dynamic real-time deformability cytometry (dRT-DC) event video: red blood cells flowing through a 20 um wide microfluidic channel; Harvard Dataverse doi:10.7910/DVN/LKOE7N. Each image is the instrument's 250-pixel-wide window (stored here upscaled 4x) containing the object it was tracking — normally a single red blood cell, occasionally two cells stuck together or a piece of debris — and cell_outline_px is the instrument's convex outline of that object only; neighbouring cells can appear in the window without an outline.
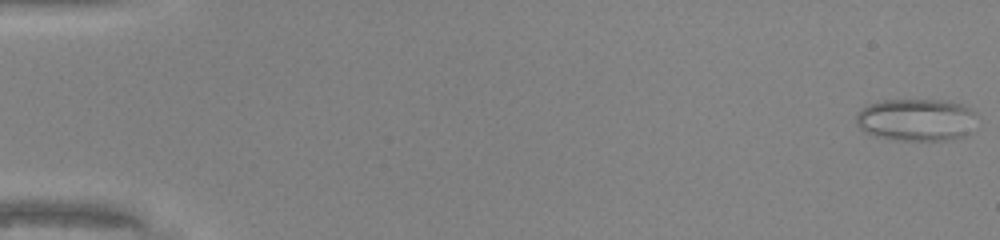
{"species": "common noctule bat (a hibernating species)", "species_latin": "Nyctalus noctula", "temperature_condition": "warm", "stored_images_in_passage": 49, "camera_frame_rate_fps": 3000, "um_per_image_px": 0.085, "animal": {"sex": "male", "body_mass_g": 20.0, "forearm_length_mm": 53.3}, "frame": {"image": 1, "passage_image": 1, "time_ms": 0.0, "image_size_px": [1000, 240], "cell_outline_px": [[976, 112], [964, 136], [952, 140], [892, 140], [876, 136], [864, 132], [856, 124], [856, 112], [868, 104], [884, 100], [948, 100], [964, 104], [972, 108]], "centroid_in_image_um": [77.83, 10.17], "position_along_channel_um": 7.2, "area_um2": 29.88}}
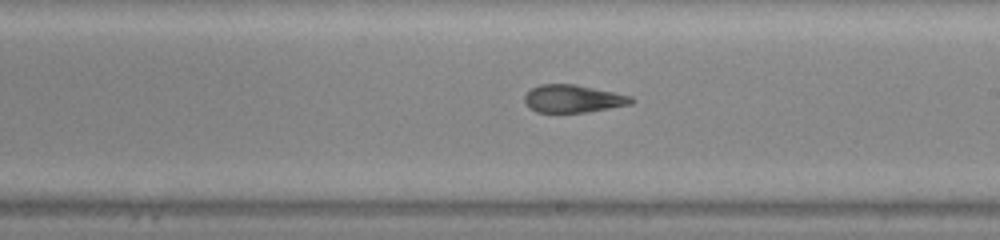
{"frame": {"image": 2, "passage_image": 29, "time_ms": 9.333, "image_size_px": [1000, 240], "cell_outline_px": [[636, 100], [632, 104], [588, 112], [536, 112], [528, 108], [524, 100], [524, 96], [532, 88], [540, 84], [572, 84], [632, 96]], "centroid_in_image_um": [48.7, 8.4], "position_along_channel_um": 240.3, "area_um2": 17.17}}
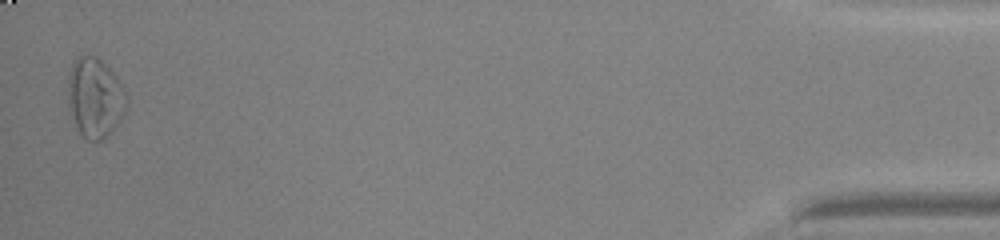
{"frame": {"image": 3, "passage_image": 48, "time_ms": 15.667, "image_size_px": [1000, 240], "cell_outline_px": [[128, 104], [120, 120], [104, 140], [88, 140], [80, 132], [68, 112], [68, 72], [76, 56], [96, 56], [124, 84], [128, 96]], "centroid_in_image_um": [8.08, 8.3], "position_along_channel_um": 427.1, "area_um2": 27.57}, "authors_computed_cell_mechanics": {"area_um2": 20.1722, "velocity_mm_per_s": 4.3038, "shape_relaxation_time_tau1_ms": null, "shape_relaxation_time_tau2_ms": 3.2263, "deformation_change_tau1": null, "deformation_change_tau2": 0.1368}}